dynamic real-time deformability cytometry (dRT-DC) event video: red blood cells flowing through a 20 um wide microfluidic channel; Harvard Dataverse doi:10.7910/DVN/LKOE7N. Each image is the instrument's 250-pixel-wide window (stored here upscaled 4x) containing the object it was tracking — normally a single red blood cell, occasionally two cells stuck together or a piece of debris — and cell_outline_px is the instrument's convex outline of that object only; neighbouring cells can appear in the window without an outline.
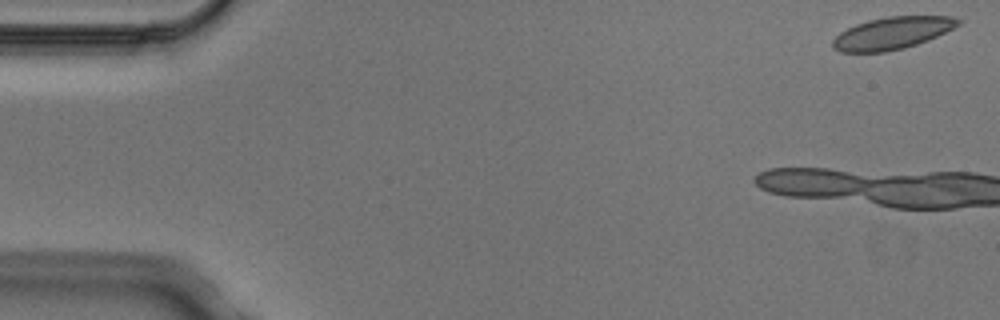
{"species": "Egyptian fruit bat (a non-hibernating species)", "species_latin": "Rousettus aegyptiacus", "temperature_condition": "cold", "stored_images_in_passage": 6, "camera_frame_rate_fps": 3000, "um_per_image_px": 0.085, "animal": {"sex": "male"}, "frame": {"image": 1, "passage_image": 1, "time_ms": 0.0, "image_size_px": [1000, 320], "cell_outline_px": [[964, 20], [960, 24], [928, 40], [904, 48], [884, 52], [840, 52], [832, 48], [832, 40], [840, 32], [856, 24], [868, 20], [888, 16], [952, 16]], "centroid_in_image_um": [75.82, 2.81], "position_along_channel_um": 9.2, "area_um2": 23.52}}